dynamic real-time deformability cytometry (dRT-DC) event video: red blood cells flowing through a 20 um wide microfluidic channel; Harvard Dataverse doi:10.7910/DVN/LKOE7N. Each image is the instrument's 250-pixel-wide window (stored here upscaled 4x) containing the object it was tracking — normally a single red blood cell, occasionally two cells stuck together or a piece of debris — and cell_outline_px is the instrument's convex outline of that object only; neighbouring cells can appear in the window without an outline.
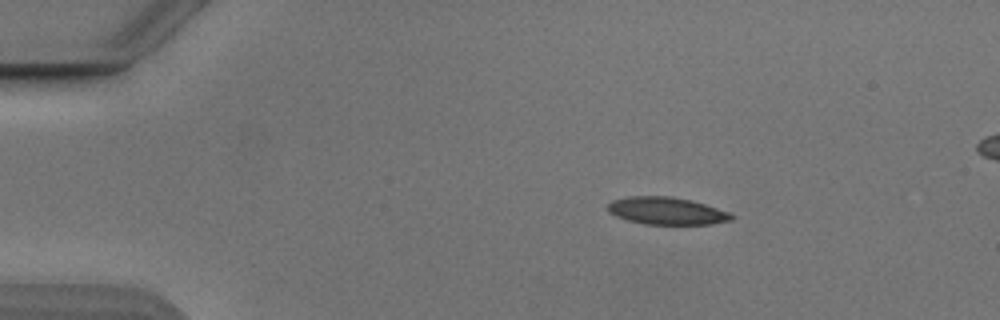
{"species": "Egyptian fruit bat (a non-hibernating species)", "species_latin": "Rousettus aegyptiacus", "temperature_condition": "cold", "stored_images_in_passage": 46, "segment_of_instrument_passage": [1, 2], "camera_frame_rate_fps": 3000, "um_per_image_px": 0.085, "animal": {"sex": "male"}, "frame": {"image": 1, "passage_image": 1, "time_ms": 0.0, "image_size_px": [1000, 320], "cell_outline_px": [[732, 220], [712, 224], [644, 224], [628, 220], [616, 216], [608, 212], [608, 204], [612, 200], [628, 196], [672, 196], [692, 200], [728, 212], [732, 216]], "centroid_in_image_um": [56.63, 17.92], "position_along_channel_um": 28.4, "area_um2": 19.65}}
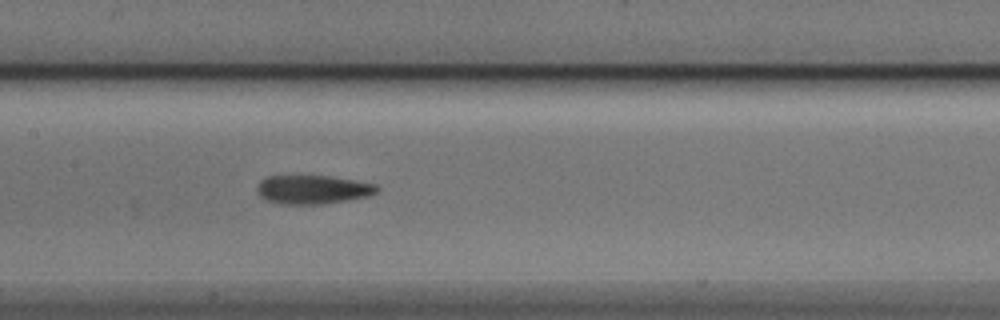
{"frame": {"image": 2, "passage_image": 18, "time_ms": 5.667, "image_size_px": [1000, 320], "cell_outline_px": [[380, 188], [376, 192], [368, 196], [348, 200], [320, 204], [280, 204], [268, 200], [260, 196], [256, 188], [260, 180], [268, 176], [328, 176], [376, 184]], "centroid_in_image_um": [26.57, 16.11], "position_along_channel_um": 180.8, "area_um2": 19.94}}
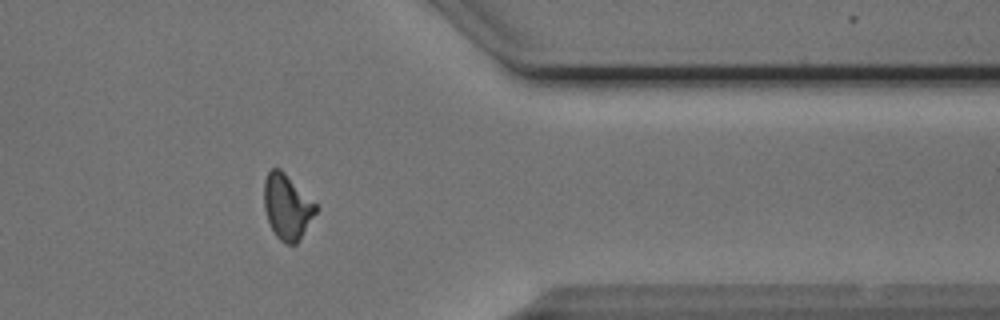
{"frame": {"image": 3, "passage_image": 35, "time_ms": 11.333, "image_size_px": [1000, 320], "cell_outline_px": [[320, 208], [296, 244], [284, 244], [276, 236], [268, 220], [264, 208], [264, 180], [268, 172], [272, 168], [280, 168]], "centroid_in_image_um": [24.41, 17.58], "position_along_channel_um": 387.0, "area_um2": 19.54}}